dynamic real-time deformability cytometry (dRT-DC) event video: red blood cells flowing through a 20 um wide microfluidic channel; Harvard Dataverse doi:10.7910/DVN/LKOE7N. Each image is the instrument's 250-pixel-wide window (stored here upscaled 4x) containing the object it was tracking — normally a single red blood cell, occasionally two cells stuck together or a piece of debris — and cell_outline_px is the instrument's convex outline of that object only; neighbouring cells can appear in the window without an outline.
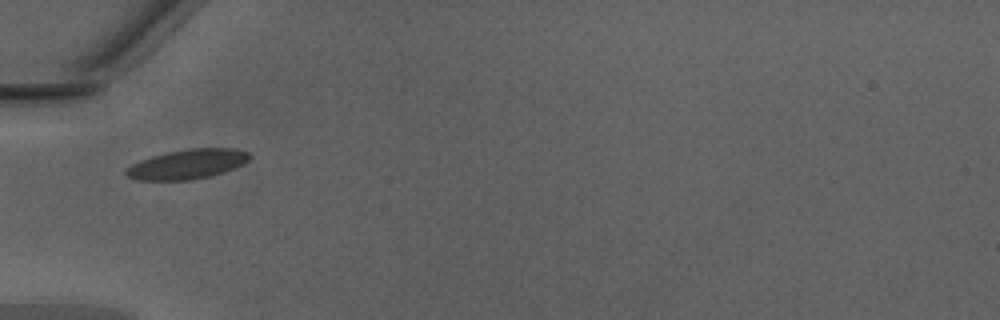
{"species": "Egyptian fruit bat (a non-hibernating species)", "species_latin": "Rousettus aegyptiacus", "temperature_condition": "warm", "stored_images_in_passage": 5, "camera_frame_rate_fps": 3000, "um_per_image_px": 0.085, "animal": {"sex": "male"}, "frame": {"image": 1, "passage_image": 1, "time_ms": 0.0, "image_size_px": [1000, 320], "cell_outline_px": [[252, 156], [244, 164], [224, 172], [192, 180], [136, 180], [128, 176], [124, 172], [132, 164], [140, 160], [152, 156], [168, 152], [188, 148], [232, 148], [248, 152]], "centroid_in_image_um": [15.95, 13.95], "position_along_channel_um": 69.1, "area_um2": 21.27}}